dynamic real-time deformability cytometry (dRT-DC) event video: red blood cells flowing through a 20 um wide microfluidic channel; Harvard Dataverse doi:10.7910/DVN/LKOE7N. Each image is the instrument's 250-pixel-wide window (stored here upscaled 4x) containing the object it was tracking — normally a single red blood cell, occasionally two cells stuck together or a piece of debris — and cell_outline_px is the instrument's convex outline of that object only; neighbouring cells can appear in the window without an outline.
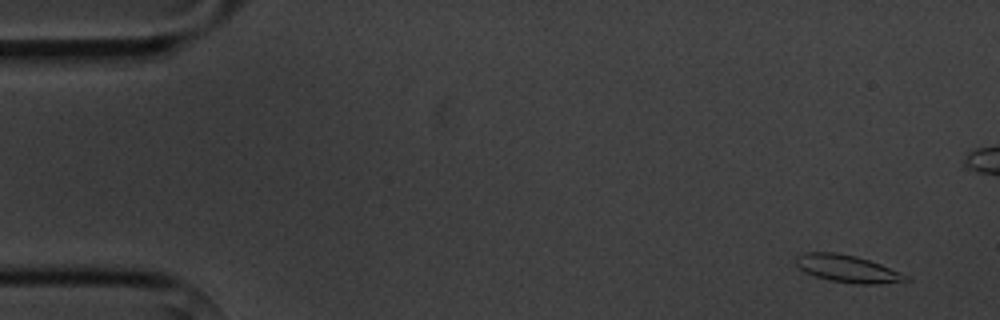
{"species": "common noctule bat (a hibernating species)", "species_latin": "Nyctalus noctula", "temperature_condition": "cold", "stored_images_in_passage": 6, "camera_frame_rate_fps": 3000, "um_per_image_px": 0.085, "animal": {"sex": "male", "body_mass_g": 20.1, "forearm_length_mm": 53.5}, "frame": {"image": 1, "passage_image": 1, "time_ms": 0.0, "image_size_px": [1000, 320], "cell_outline_px": [[912, 280], [872, 284], [856, 284], [828, 280], [804, 272], [796, 264], [796, 256], [804, 252], [836, 252], [856, 256], [880, 264], [900, 272], [908, 276]], "centroid_in_image_um": [72.01, 22.83], "position_along_channel_um": 13.0, "area_um2": 17.4}}
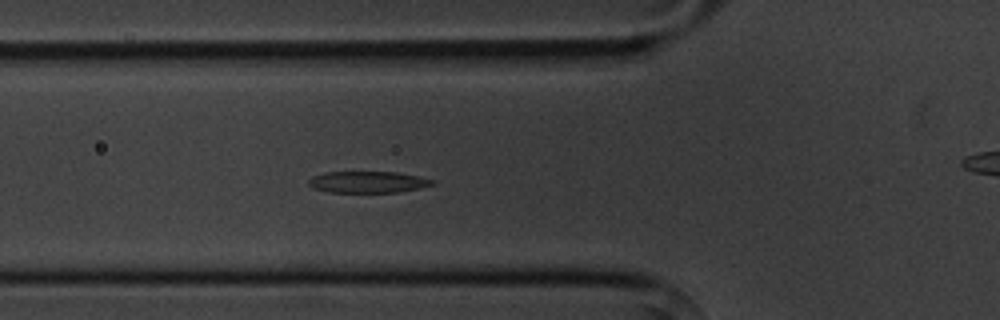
{"frame": {"image": 2, "passage_image": 5, "time_ms": 5.333, "image_size_px": [1000, 320], "cell_outline_px": [[436, 184], [420, 188], [396, 192], [328, 192], [312, 188], [308, 184], [308, 180], [312, 176], [324, 172], [396, 172], [420, 176], [436, 180]], "centroid_in_image_um": [31.28, 15.47], "position_along_channel_um": 94.5, "area_um2": 15.66}}